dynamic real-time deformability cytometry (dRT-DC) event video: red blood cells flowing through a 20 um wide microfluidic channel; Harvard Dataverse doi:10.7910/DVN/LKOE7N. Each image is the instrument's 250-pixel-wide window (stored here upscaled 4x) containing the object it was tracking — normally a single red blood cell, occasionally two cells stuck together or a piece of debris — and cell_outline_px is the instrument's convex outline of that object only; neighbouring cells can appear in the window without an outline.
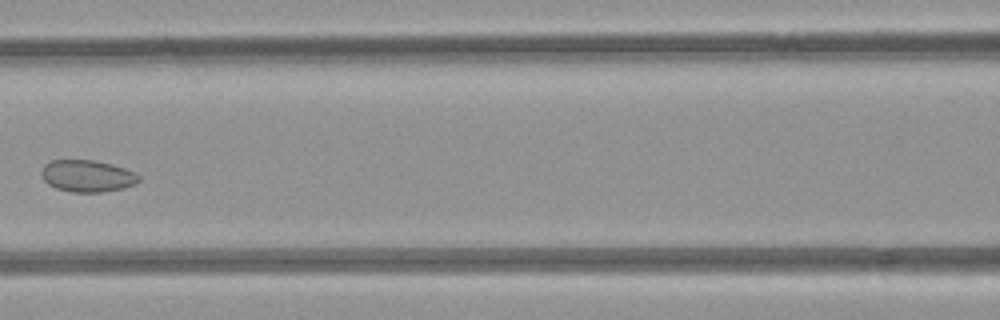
{"species": "common noctule bat (a hibernating species)", "species_latin": "Nyctalus noctula", "temperature_condition": "room temperature", "stored_images_in_passage": 7, "camera_frame_rate_fps": 3000, "um_per_image_px": 0.085, "animal": {"sex": "female", "body_mass_g": 21.9}, "frame": {"image": 1, "passage_image": 6, "time_ms": 6.667, "image_size_px": [1000, 320], "cell_outline_px": [[140, 180], [136, 184], [124, 188], [100, 192], [72, 192], [56, 188], [48, 184], [44, 180], [40, 172], [44, 164], [52, 160], [92, 160], [112, 164], [136, 172], [140, 176]], "centroid_in_image_um": [7.43, 14.95], "position_along_channel_um": 159.2, "area_um2": 18.21}}
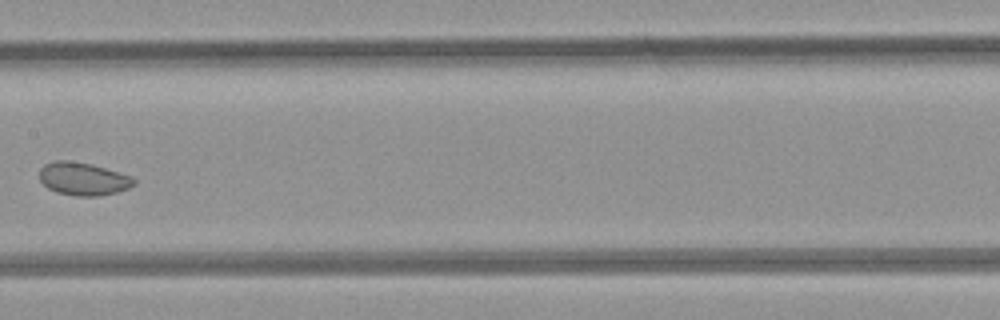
{"frame": {"image": 2, "passage_image": 7, "time_ms": 7.667, "image_size_px": [1000, 320], "cell_outline_px": [[136, 184], [128, 188], [116, 192], [100, 196], [76, 196], [56, 192], [48, 188], [40, 180], [40, 168], [44, 164], [52, 160], [68, 160], [92, 164], [132, 176], [136, 180]], "centroid_in_image_um": [7.07, 15.19], "position_along_channel_um": 200.3, "area_um2": 18.26}}